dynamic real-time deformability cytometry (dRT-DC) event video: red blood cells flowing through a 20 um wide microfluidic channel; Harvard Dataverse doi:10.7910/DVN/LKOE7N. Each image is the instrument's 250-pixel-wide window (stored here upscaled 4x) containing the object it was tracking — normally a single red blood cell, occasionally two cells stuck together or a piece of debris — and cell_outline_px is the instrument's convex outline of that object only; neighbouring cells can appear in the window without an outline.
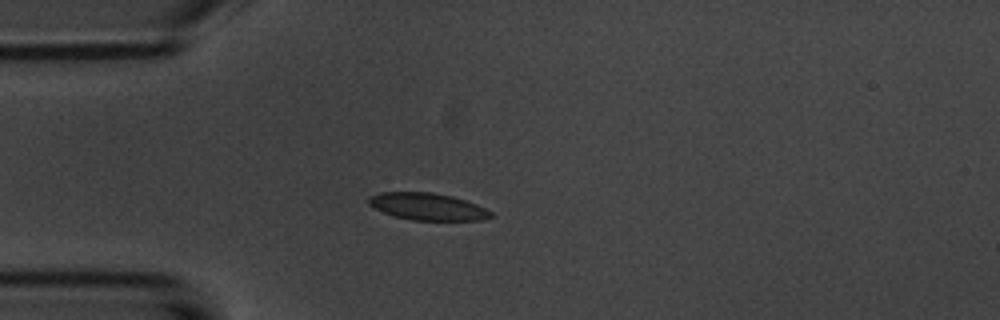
{"species": "common noctule bat (a hibernating species)", "species_latin": "Nyctalus noctula", "temperature_condition": "room temperature", "stored_images_in_passage": 6, "camera_frame_rate_fps": 3000, "um_per_image_px": 0.085, "animal": {"sex": "male", "body_mass_g": 20.1, "forearm_length_mm": 53.5}, "frame": {"image": 1, "passage_image": 5, "time_ms": 4.667, "image_size_px": [1000, 320], "cell_outline_px": [[496, 216], [484, 220], [412, 220], [396, 216], [384, 212], [368, 204], [368, 196], [380, 192], [432, 192], [452, 196], [476, 204], [492, 212]], "centroid_in_image_um": [36.37, 17.56], "position_along_channel_um": 48.6, "area_um2": 19.25}}